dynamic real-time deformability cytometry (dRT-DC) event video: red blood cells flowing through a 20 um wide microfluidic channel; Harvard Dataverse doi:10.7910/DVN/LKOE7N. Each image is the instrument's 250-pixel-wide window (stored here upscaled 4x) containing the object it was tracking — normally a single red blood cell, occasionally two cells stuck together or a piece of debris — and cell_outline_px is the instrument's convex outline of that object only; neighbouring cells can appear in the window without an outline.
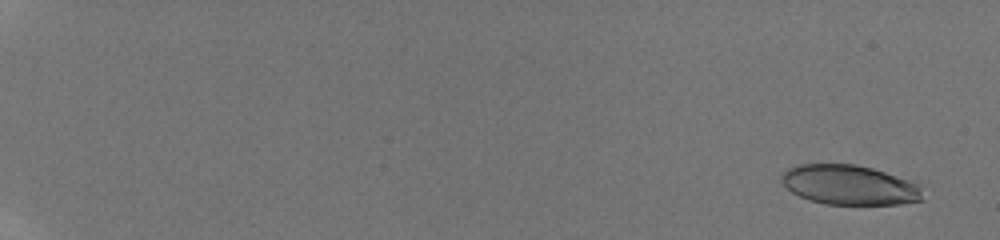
{"species": "human", "species_latin": "Homo sapiens", "temperature_condition": "room temperature", "stored_images_in_passage": 44, "camera_frame_rate_fps": 3000, "um_per_image_px": 0.085, "donor": {"sex": "male"}, "frame": {"image": 1, "passage_image": 2, "time_ms": 0.667, "image_size_px": [1000, 240], "cell_outline_px": [[924, 200], [900, 204], [824, 204], [808, 200], [792, 192], [780, 180], [780, 176], [788, 168], [800, 164], [856, 164], [872, 168], [920, 184]], "centroid_in_image_um": [72.2, 15.72], "position_along_channel_um": 12.8, "area_um2": 32.71}}
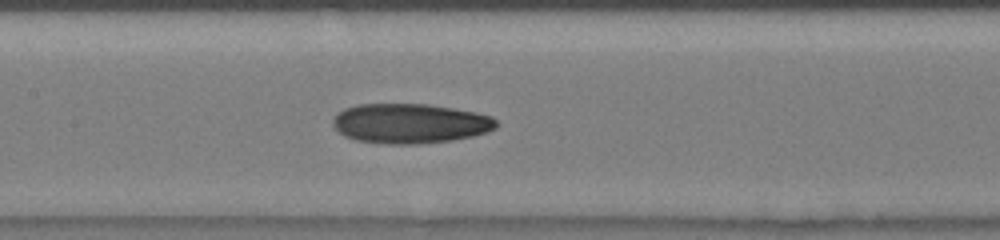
{"frame": {"image": 2, "passage_image": 19, "time_ms": 10.333, "image_size_px": [1000, 240], "cell_outline_px": [[496, 128], [488, 132], [472, 136], [452, 140], [416, 144], [388, 144], [356, 140], [344, 136], [332, 124], [332, 120], [344, 108], [356, 104], [428, 104], [476, 112], [492, 116], [496, 120]], "centroid_in_image_um": [34.86, 10.49], "position_along_channel_um": 172.5, "area_um2": 37.86}}
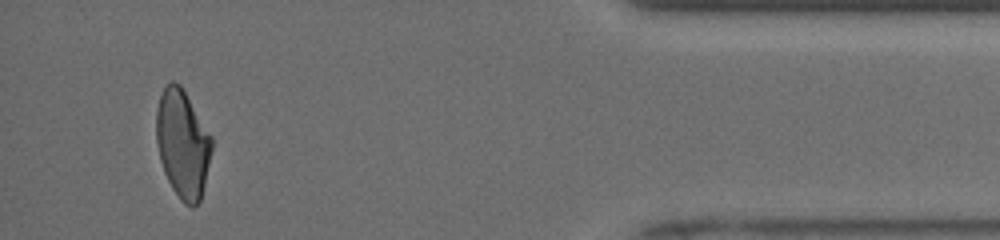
{"frame": {"image": 3, "passage_image": 41, "time_ms": 17.667, "image_size_px": [1000, 240], "cell_outline_px": [[212, 148], [204, 184], [200, 200], [192, 208], [184, 204], [180, 200], [172, 188], [164, 172], [160, 160], [156, 144], [156, 112], [160, 96], [164, 88], [172, 80], [180, 84], [212, 136]], "centroid_in_image_um": [15.51, 12.23], "position_along_channel_um": 419.7, "area_um2": 34.8}, "authors_computed_cell_mechanics": {"area_um2": 35.9227, "velocity_mm_per_s": 3.971, "shape_relaxation_time_tau1_ms": 10.0967, "shape_relaxation_time_tau2_ms": 2.9154, "deformation_change_tau1": 0.2637, "deformation_change_tau2": 0.0994}}